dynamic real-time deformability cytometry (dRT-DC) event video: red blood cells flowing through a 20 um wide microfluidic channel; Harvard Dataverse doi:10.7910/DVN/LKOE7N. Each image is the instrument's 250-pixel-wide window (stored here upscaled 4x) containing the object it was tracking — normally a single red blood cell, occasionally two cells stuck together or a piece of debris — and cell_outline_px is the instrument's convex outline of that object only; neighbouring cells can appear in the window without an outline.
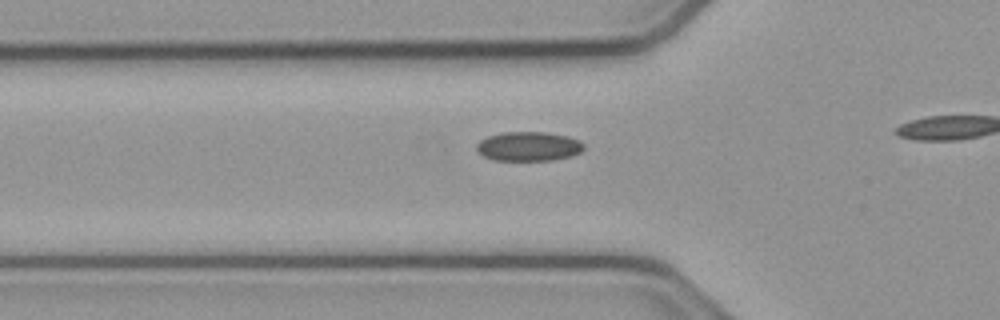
{"species": "common noctule bat (a hibernating species)", "species_latin": "Nyctalus noctula", "temperature_condition": "cold", "stored_images_in_passage": 7, "camera_frame_rate_fps": 3000, "um_per_image_px": 0.085, "animal": {"sex": "male", "body_mass_g": 23.1, "forearm_length_mm": 52.7}, "frame": {"image": 1, "passage_image": 2, "time_ms": 0.333, "image_size_px": [1000, 320], "cell_outline_px": [[584, 148], [580, 152], [572, 156], [552, 160], [492, 160], [484, 156], [476, 148], [476, 144], [480, 140], [488, 136], [500, 132], [544, 132], [568, 136], [580, 140], [584, 144]], "centroid_in_image_um": [44.94, 12.43], "position_along_channel_um": 80.9, "area_um2": 18.38}}
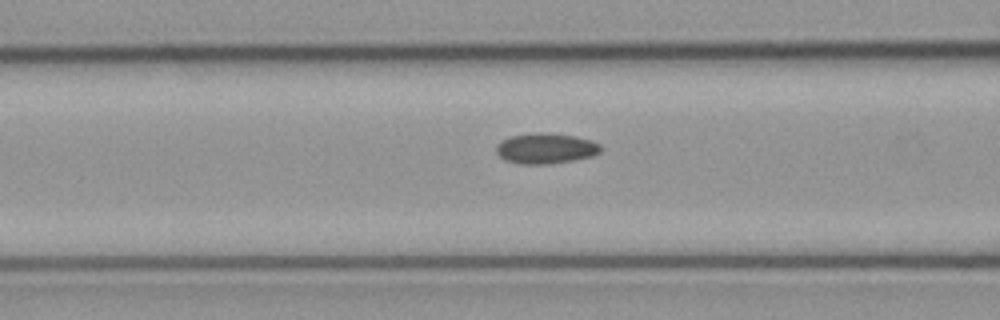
{"frame": {"image": 2, "passage_image": 5, "time_ms": 1.333, "image_size_px": [1000, 320], "cell_outline_px": [[600, 152], [592, 156], [572, 160], [548, 164], [520, 164], [508, 160], [500, 156], [496, 152], [496, 144], [500, 140], [508, 136], [536, 132], [540, 132], [576, 136], [592, 140], [600, 144]], "centroid_in_image_um": [46.36, 12.6], "position_along_channel_um": 120.2, "area_um2": 18.61}}